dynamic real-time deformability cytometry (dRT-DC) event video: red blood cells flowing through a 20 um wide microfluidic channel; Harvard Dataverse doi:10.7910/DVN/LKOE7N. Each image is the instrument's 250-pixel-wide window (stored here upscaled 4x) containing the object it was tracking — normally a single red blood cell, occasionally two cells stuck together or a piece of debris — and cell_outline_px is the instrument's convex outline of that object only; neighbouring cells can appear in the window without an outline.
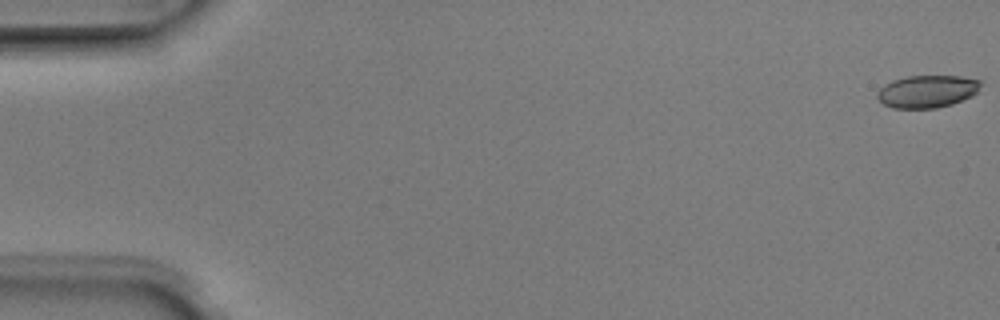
{"species": "Egyptian fruit bat (a non-hibernating species)", "species_latin": "Rousettus aegyptiacus", "temperature_condition": "room temperature", "stored_images_in_passage": 8, "camera_frame_rate_fps": 3000, "um_per_image_px": 0.085, "animal": {"sex": "male"}, "frame": {"image": 1, "passage_image": 1, "time_ms": 0.0, "image_size_px": [1000, 320], "cell_outline_px": [[980, 84], [976, 92], [972, 96], [952, 104], [936, 108], [892, 108], [884, 104], [876, 96], [876, 92], [884, 84], [892, 80], [908, 76], [960, 76], [980, 80]], "centroid_in_image_um": [78.77, 7.77], "position_along_channel_um": 6.2, "area_um2": 19.54}}
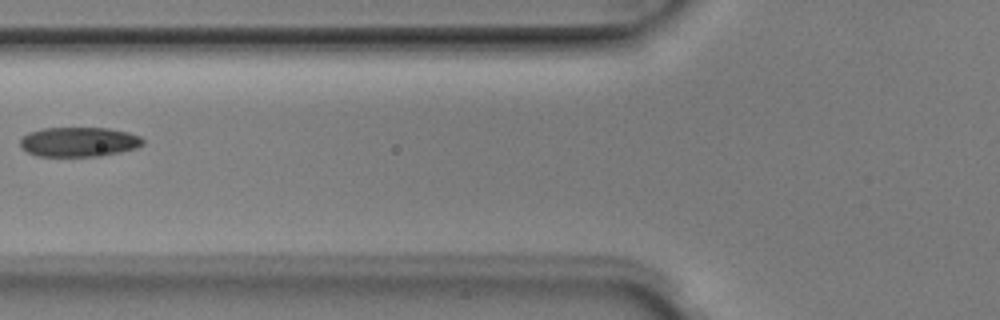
{"frame": {"image": 2, "passage_image": 6, "time_ms": 1.667, "image_size_px": [1000, 320], "cell_outline_px": [[144, 144], [136, 148], [120, 152], [100, 156], [36, 156], [28, 152], [20, 144], [20, 140], [28, 132], [44, 128], [108, 128], [128, 132], [140, 136], [144, 140]], "centroid_in_image_um": [6.73, 12.06], "position_along_channel_um": 119.1, "area_um2": 21.15}}
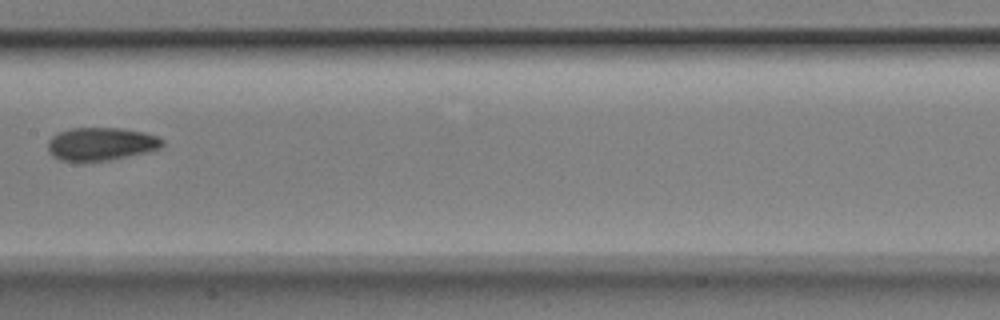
{"frame": {"image": 3, "passage_image": 8, "time_ms": 2.333, "image_size_px": [1000, 320], "cell_outline_px": [[164, 144], [160, 148], [148, 152], [108, 160], [84, 164], [80, 164], [60, 160], [52, 156], [48, 152], [48, 140], [52, 136], [60, 132], [72, 128], [120, 128], [144, 132], [156, 136], [164, 140]], "centroid_in_image_um": [8.55, 12.27], "position_along_channel_um": 198.9, "area_um2": 22.6}}